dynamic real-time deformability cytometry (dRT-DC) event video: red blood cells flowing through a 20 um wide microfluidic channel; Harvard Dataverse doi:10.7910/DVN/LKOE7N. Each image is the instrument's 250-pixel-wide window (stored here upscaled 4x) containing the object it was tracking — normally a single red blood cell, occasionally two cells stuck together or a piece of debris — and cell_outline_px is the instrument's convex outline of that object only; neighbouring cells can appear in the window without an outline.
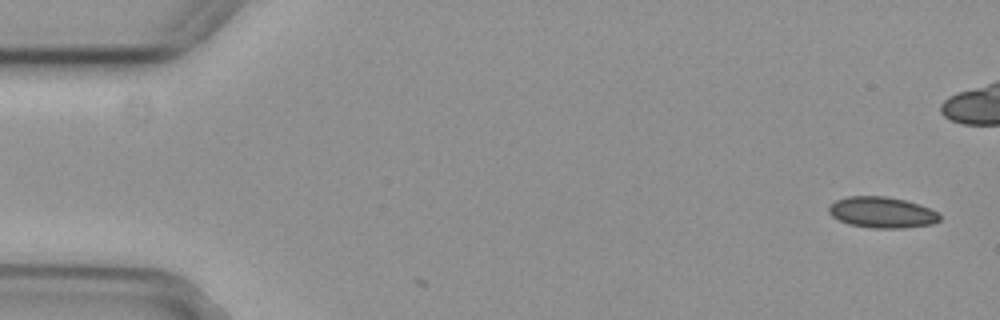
{"species": "common noctule bat (a hibernating species)", "species_latin": "Nyctalus noctula", "temperature_condition": "cold", "stored_images_in_passage": 6, "camera_frame_rate_fps": 3000, "um_per_image_px": 0.085, "animal": {"sex": "female", "body_mass_g": 29.2, "forearm_length_mm": 56.3}, "frame": {"image": 1, "passage_image": 1, "time_ms": 0.0, "image_size_px": [1000, 320], "cell_outline_px": [[940, 220], [932, 224], [904, 228], [872, 228], [848, 224], [832, 216], [828, 212], [828, 208], [836, 200], [848, 196], [884, 196], [904, 200], [920, 204], [936, 212], [940, 216]], "centroid_in_image_um": [74.96, 18.06], "position_along_channel_um": 10.0, "area_um2": 19.94}}